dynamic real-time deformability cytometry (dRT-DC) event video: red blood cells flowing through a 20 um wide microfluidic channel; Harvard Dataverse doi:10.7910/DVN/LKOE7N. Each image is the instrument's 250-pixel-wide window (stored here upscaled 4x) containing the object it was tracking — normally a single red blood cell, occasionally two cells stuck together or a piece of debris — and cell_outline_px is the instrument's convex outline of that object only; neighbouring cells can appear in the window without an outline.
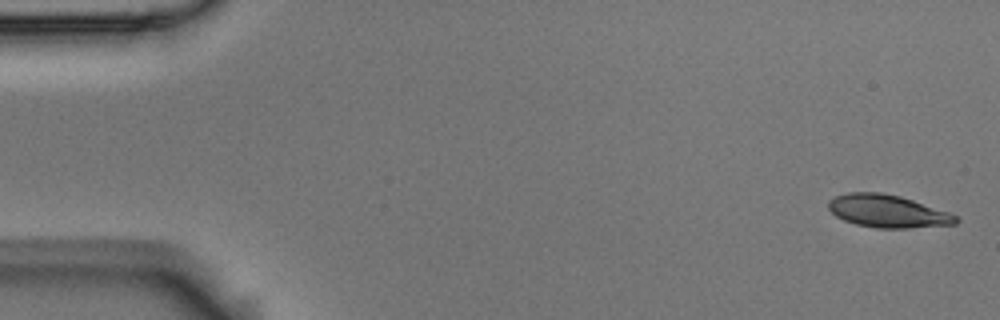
{"species": "Egyptian fruit bat (a non-hibernating species)", "species_latin": "Rousettus aegyptiacus", "temperature_condition": "room temperature", "stored_images_in_passage": 4, "camera_frame_rate_fps": 3000, "um_per_image_px": 0.085, "animal": {"sex": "male"}, "frame": {"image": 1, "passage_image": 1, "time_ms": 0.0, "image_size_px": [1000, 320], "cell_outline_px": [[960, 220], [956, 224], [908, 228], [876, 228], [856, 224], [844, 220], [836, 216], [828, 208], [828, 200], [836, 196], [848, 192], [880, 192], [900, 196], [948, 212], [956, 216]], "centroid_in_image_um": [75.43, 17.95], "position_along_channel_um": 9.6, "area_um2": 24.16}}
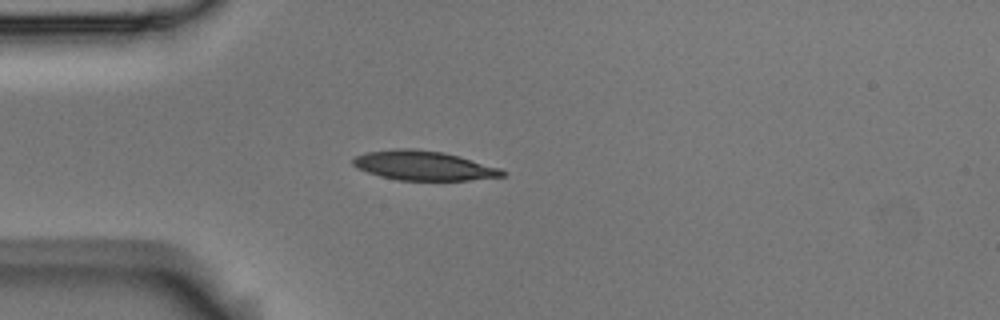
{"frame": {"image": 2, "passage_image": 4, "time_ms": 1.0, "image_size_px": [1000, 320], "cell_outline_px": [[508, 172], [504, 176], [468, 180], [396, 180], [380, 176], [356, 168], [352, 164], [352, 160], [356, 156], [364, 152], [396, 148], [416, 148], [444, 152], [460, 156], [500, 168]], "centroid_in_image_um": [35.99, 14.06], "position_along_channel_um": 49.0, "area_um2": 25.84}}